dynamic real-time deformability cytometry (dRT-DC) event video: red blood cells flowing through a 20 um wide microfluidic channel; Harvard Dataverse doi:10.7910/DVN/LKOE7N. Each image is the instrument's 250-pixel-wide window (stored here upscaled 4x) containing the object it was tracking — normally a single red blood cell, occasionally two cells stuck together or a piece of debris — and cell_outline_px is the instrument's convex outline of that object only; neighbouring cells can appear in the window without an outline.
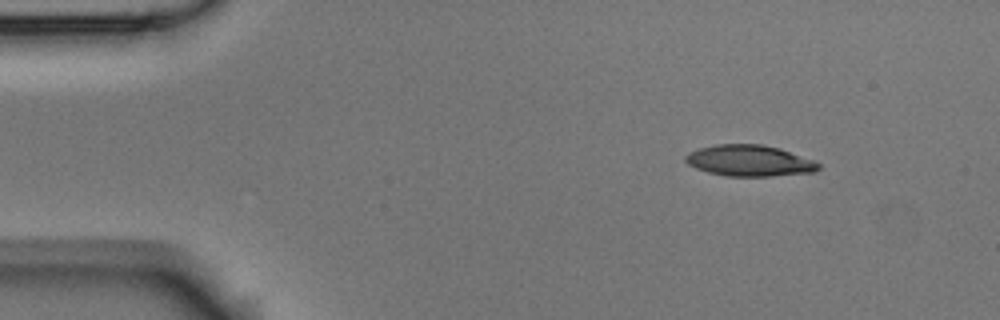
{"species": "Egyptian fruit bat (a non-hibernating species)", "species_latin": "Rousettus aegyptiacus", "temperature_condition": "room temperature", "stored_images_in_passage": 48, "camera_frame_rate_fps": 3000, "um_per_image_px": 0.085, "animal": {"sex": "male"}, "frame": {"image": 1, "passage_image": 1, "time_ms": 0.0, "image_size_px": [1000, 320], "cell_outline_px": [[820, 168], [816, 172], [772, 176], [724, 176], [708, 172], [696, 168], [688, 164], [684, 160], [684, 156], [688, 152], [700, 148], [716, 144], [764, 144], [780, 148], [816, 160], [820, 164]], "centroid_in_image_um": [63.73, 13.65], "position_along_channel_um": 21.3, "area_um2": 24.51}}
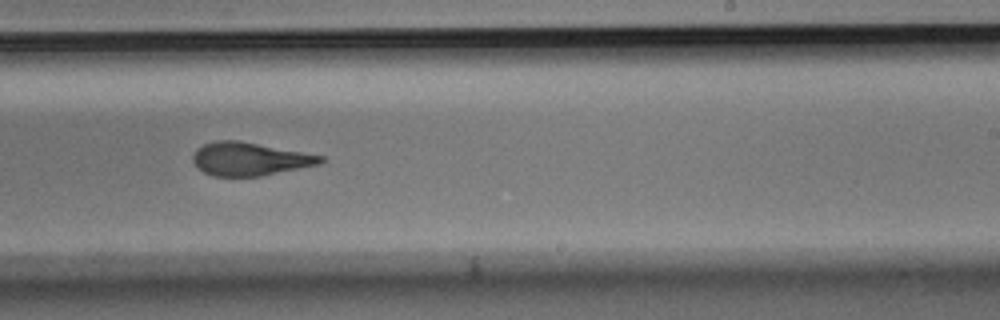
{"frame": {"image": 2, "passage_image": 27, "time_ms": 8.667, "image_size_px": [1000, 320], "cell_outline_px": [[328, 160], [320, 164], [260, 176], [212, 176], [204, 172], [192, 160], [192, 156], [196, 148], [204, 144], [216, 140], [240, 140], [324, 156]], "centroid_in_image_um": [21.24, 13.5], "position_along_channel_um": 267.8, "area_um2": 24.74}}
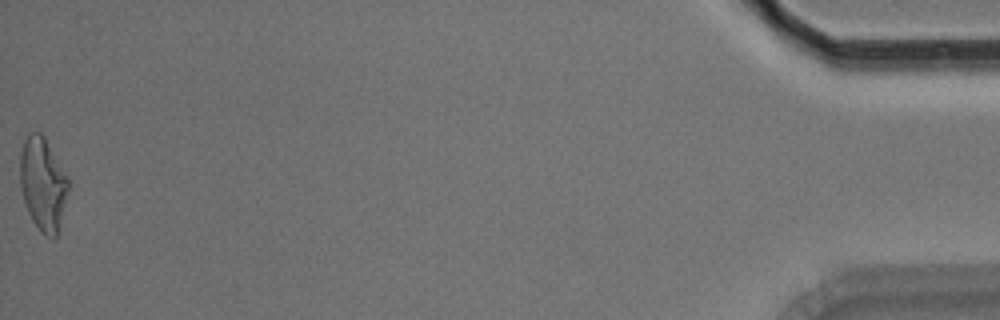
{"frame": {"image": 3, "passage_image": 48, "time_ms": 15.667, "image_size_px": [1000, 320], "cell_outline_px": [[68, 188], [56, 240], [52, 240], [44, 236], [40, 232], [32, 220], [28, 212], [20, 188], [20, 152], [24, 140], [28, 132], [40, 132], [44, 136], [68, 176]], "centroid_in_image_um": [3.63, 15.65], "position_along_channel_um": 431.6, "area_um2": 26.36}, "authors_computed_cell_mechanics": {"area_um2": 25.4898, "velocity_mm_per_s": 3.7414, "shape_relaxation_time_tau1_ms": 5.3637, "shape_relaxation_time_tau2_ms": 2.1255, "deformation_change_tau1": 0.2036, "deformation_change_tau2": 0.1066}}